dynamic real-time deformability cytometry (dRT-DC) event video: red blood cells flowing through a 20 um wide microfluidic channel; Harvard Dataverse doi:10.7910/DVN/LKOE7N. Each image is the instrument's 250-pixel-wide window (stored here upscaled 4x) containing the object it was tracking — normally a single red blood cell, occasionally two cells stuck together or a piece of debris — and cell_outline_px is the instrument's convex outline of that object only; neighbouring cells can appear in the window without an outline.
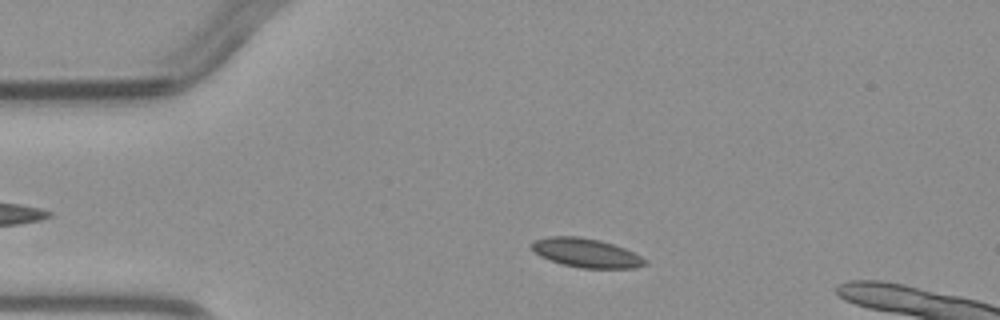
{"species": "common noctule bat (a hibernating species)", "species_latin": "Nyctalus noctula", "temperature_condition": "warm", "stored_images_in_passage": 4, "camera_frame_rate_fps": 3000, "um_per_image_px": 0.085, "animal": {"sex": "male", "body_mass_g": 23.1, "forearm_length_mm": 52.7}, "frame": {"image": 1, "passage_image": 2, "time_ms": 1.0, "image_size_px": [1000, 320], "cell_outline_px": [[648, 264], [636, 268], [580, 268], [564, 264], [540, 256], [532, 248], [532, 240], [548, 236], [580, 236], [600, 240], [624, 248], [648, 260]], "centroid_in_image_um": [49.84, 21.49], "position_along_channel_um": 35.2, "area_um2": 19.07}}